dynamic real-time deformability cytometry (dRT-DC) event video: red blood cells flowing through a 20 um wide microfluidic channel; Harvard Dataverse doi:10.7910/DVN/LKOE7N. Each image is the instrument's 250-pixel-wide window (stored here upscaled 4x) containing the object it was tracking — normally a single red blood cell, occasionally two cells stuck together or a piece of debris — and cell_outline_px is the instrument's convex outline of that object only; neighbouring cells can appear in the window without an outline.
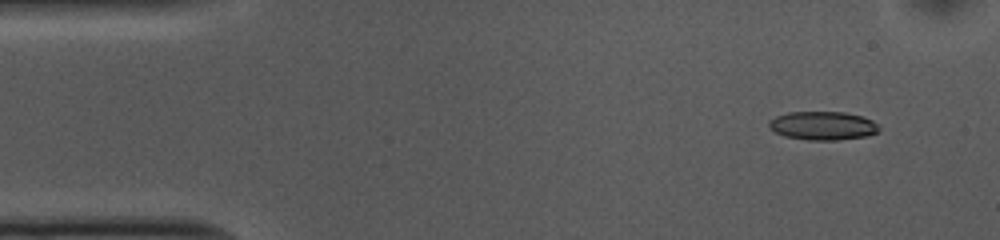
{"species": "common noctule bat (a hibernating species)", "species_latin": "Nyctalus noctula", "temperature_condition": "cold", "stored_images_in_passage": 49, "camera_frame_rate_fps": 3000, "um_per_image_px": 0.085, "animal": {"sex": "female", "body_mass_g": 10.0, "forearm_length_mm": 53.1}, "frame": {"image": 1, "passage_image": 1, "time_ms": 0.0, "image_size_px": [1000, 240], "cell_outline_px": [[880, 128], [876, 132], [868, 136], [836, 140], [808, 140], [784, 136], [768, 128], [768, 120], [776, 116], [788, 112], [844, 112], [864, 116], [872, 120]], "centroid_in_image_um": [69.92, 10.68], "position_along_channel_um": 15.1, "area_um2": 18.44}}
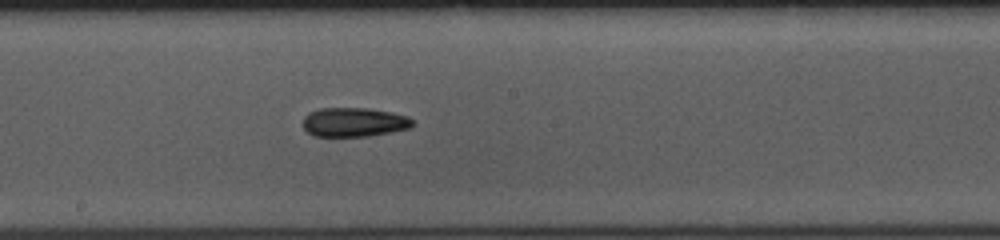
{"frame": {"image": 2, "passage_image": 24, "time_ms": 7.667, "image_size_px": [1000, 240], "cell_outline_px": [[416, 124], [412, 128], [368, 136], [312, 136], [304, 128], [304, 116], [308, 112], [320, 108], [368, 108], [392, 112], [408, 116]], "centroid_in_image_um": [30.12, 10.38], "position_along_channel_um": 218.1, "area_um2": 18.79}}
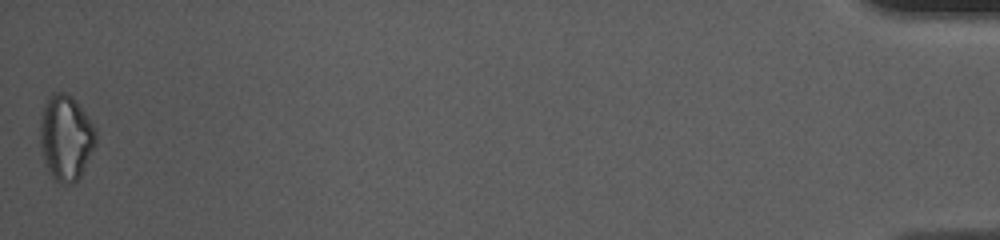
{"frame": {"image": 3, "passage_image": 49, "time_ms": 16.0, "image_size_px": [1000, 240], "cell_outline_px": [[96, 144], [80, 176], [72, 184], [60, 184], [48, 172], [44, 164], [40, 144], [40, 120], [44, 104], [48, 96], [52, 92], [64, 92], [72, 96], [96, 128]], "centroid_in_image_um": [5.58, 11.7], "position_along_channel_um": 429.6, "area_um2": 27.92}, "authors_computed_cell_mechanics": {"area_um2": 18.9584, "velocity_mm_per_s": 3.7473, "shape_relaxation_time_tau1_ms": 6.6476, "shape_relaxation_time_tau2_ms": null, "deformation_change_tau1": 0.139, "deformation_change_tau2": null}}